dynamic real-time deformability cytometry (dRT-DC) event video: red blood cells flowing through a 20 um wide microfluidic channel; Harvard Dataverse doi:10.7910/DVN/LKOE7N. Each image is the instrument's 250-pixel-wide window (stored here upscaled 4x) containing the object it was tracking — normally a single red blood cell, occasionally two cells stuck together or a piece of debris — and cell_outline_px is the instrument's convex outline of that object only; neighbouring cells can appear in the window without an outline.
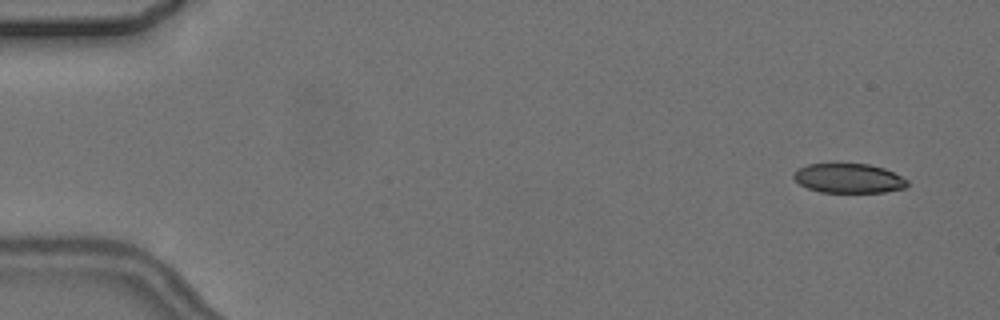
{"species": "common noctule bat (a hibernating species)", "species_latin": "Nyctalus noctula", "temperature_condition": "cold", "stored_images_in_passage": 4, "camera_frame_rate_fps": 3000, "um_per_image_px": 0.085, "animal": {"sex": "female", "body_mass_g": 24.6, "forearm_length_mm": 56.2}, "frame": {"image": 1, "passage_image": 1, "time_ms": 0.0, "image_size_px": [1000, 320], "cell_outline_px": [[908, 184], [904, 188], [884, 192], [820, 192], [808, 188], [800, 184], [792, 176], [800, 168], [808, 164], [836, 160], [868, 164], [884, 168], [908, 180]], "centroid_in_image_um": [72.11, 15.1], "position_along_channel_um": 12.9, "area_um2": 20.11}}
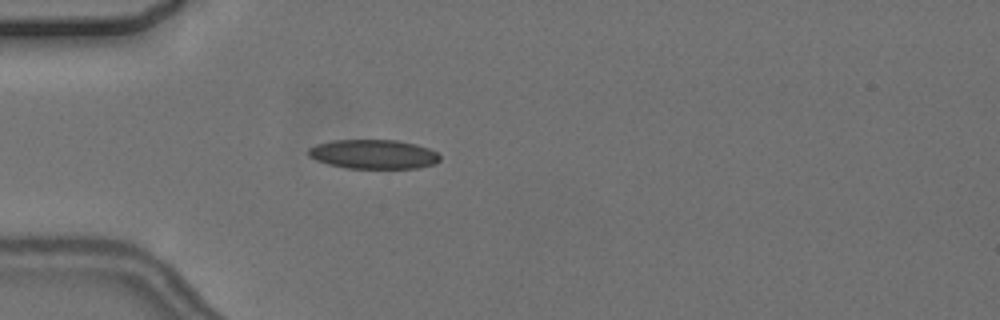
{"frame": {"image": 2, "passage_image": 4, "time_ms": 4.333, "image_size_px": [1000, 320], "cell_outline_px": [[440, 160], [436, 164], [420, 168], [348, 168], [328, 164], [316, 160], [308, 156], [308, 148], [316, 144], [332, 140], [396, 140], [416, 144], [428, 148], [436, 152], [440, 156]], "centroid_in_image_um": [31.75, 13.11], "position_along_channel_um": 53.3, "area_um2": 22.54}}